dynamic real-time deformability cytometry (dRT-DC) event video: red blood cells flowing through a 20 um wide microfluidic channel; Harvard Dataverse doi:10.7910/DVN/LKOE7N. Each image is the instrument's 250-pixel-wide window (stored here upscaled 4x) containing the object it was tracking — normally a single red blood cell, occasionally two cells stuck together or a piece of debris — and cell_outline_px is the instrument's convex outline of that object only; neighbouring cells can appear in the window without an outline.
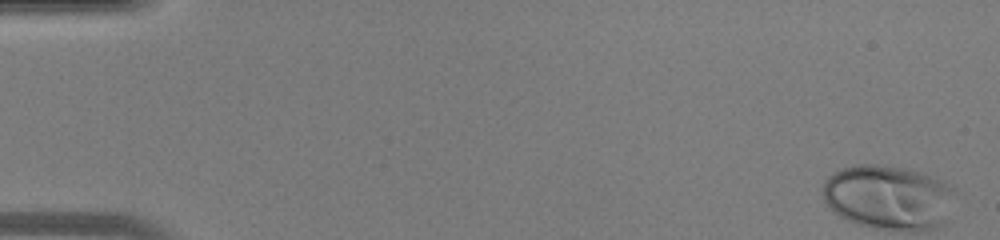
{"species": "human", "species_latin": "Homo sapiens", "temperature_condition": "warm", "stored_images_in_passage": 14, "camera_frame_rate_fps": 3000, "um_per_image_px": 0.085, "donor": {"sex": "male"}, "frame": {"image": 1, "passage_image": 1, "time_ms": 0.0, "image_size_px": [1000, 240], "cell_outline_px": [[916, 224], [872, 224], [848, 216], [836, 208], [828, 200], [824, 192], [824, 188], [828, 180], [832, 176], [848, 168], [880, 168], [904, 172], [912, 176], [916, 180]], "centroid_in_image_um": [74.31, 16.61], "position_along_channel_um": 10.7, "area_um2": 31.33}}